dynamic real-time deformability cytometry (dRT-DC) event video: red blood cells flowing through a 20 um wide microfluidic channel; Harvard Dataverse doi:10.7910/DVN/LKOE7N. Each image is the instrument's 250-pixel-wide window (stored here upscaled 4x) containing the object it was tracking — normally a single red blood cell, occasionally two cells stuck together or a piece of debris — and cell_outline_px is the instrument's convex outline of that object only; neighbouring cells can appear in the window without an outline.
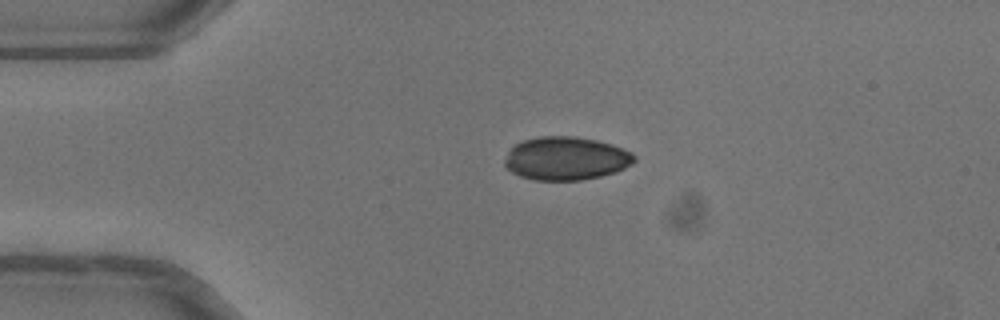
{"species": "common noctule bat (a hibernating species)", "species_latin": "Nyctalus noctula", "temperature_condition": "warm", "stored_images_in_passage": 40, "camera_frame_rate_fps": 3000, "um_per_image_px": 0.085, "animal": {"sex": "female"}, "frame": {"image": 1, "passage_image": 1, "time_ms": 0.0, "image_size_px": [1000, 320], "cell_outline_px": [[636, 160], [632, 164], [616, 172], [600, 176], [580, 180], [536, 180], [520, 176], [512, 172], [504, 164], [504, 160], [508, 152], [516, 144], [524, 140], [540, 136], [576, 136], [596, 140], [612, 144], [632, 152], [636, 156]], "centroid_in_image_um": [48.13, 13.46], "position_along_channel_um": 36.9, "area_um2": 32.71}}
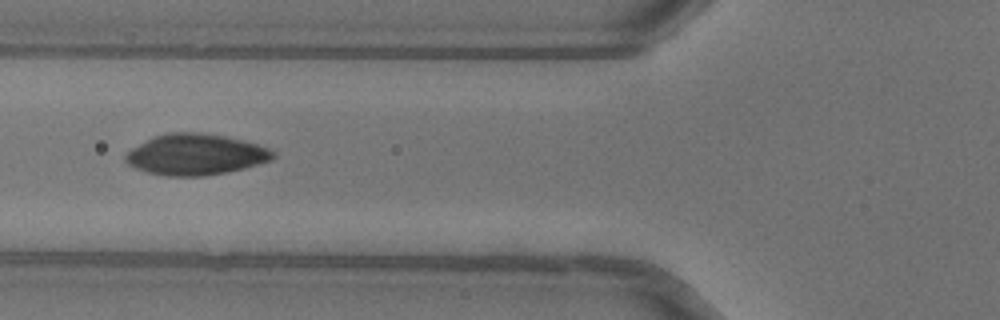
{"frame": {"image": 2, "passage_image": 9, "time_ms": 2.667, "image_size_px": [1000, 320], "cell_outline_px": [[276, 156], [272, 160], [244, 168], [204, 176], [168, 176], [148, 172], [136, 168], [128, 164], [124, 160], [124, 156], [132, 148], [156, 136], [168, 132], [196, 132], [224, 136], [244, 140], [268, 148], [276, 152]], "centroid_in_image_um": [16.65, 13.13], "position_along_channel_um": 109.2, "area_um2": 34.97}}
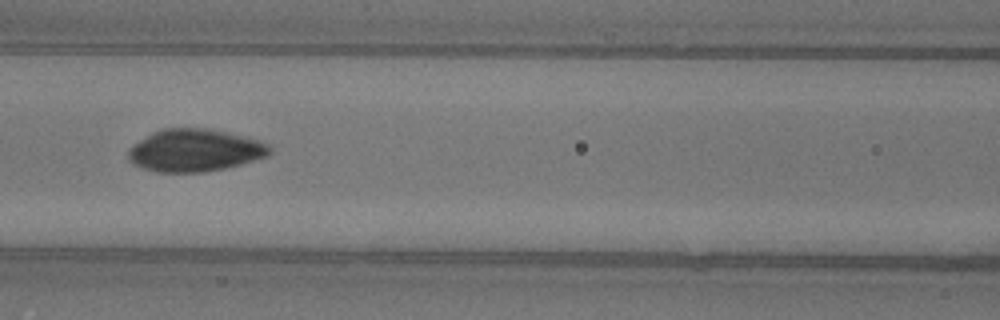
{"frame": {"image": 3, "passage_image": 12, "time_ms": 3.667, "image_size_px": [1000, 320], "cell_outline_px": [[272, 152], [268, 156], [240, 164], [224, 168], [204, 172], [156, 172], [132, 164], [128, 160], [128, 148], [152, 132], [160, 128], [208, 128], [248, 136], [260, 140], [268, 144], [272, 148]], "centroid_in_image_um": [16.57, 12.77], "position_along_channel_um": 150.0, "area_um2": 35.32}}